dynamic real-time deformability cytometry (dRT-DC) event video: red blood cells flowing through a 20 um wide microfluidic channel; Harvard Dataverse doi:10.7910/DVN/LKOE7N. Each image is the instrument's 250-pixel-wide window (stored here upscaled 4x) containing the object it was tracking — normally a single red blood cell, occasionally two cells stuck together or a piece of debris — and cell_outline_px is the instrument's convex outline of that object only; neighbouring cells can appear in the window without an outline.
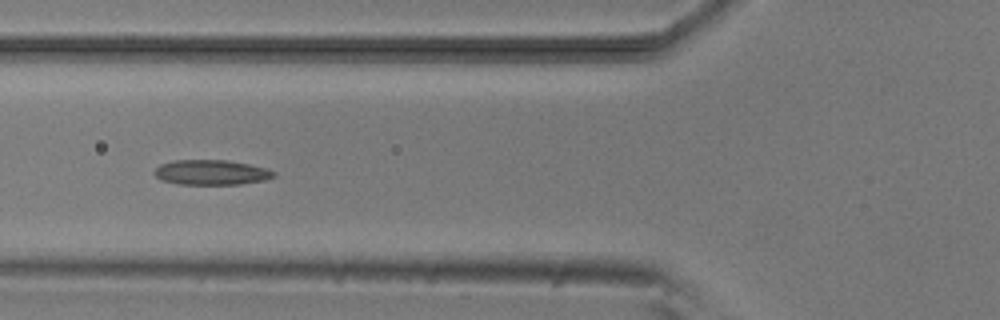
{"species": "common noctule bat (a hibernating species)", "species_latin": "Nyctalus noctula", "temperature_condition": "room temperature", "stored_images_in_passage": 7, "camera_frame_rate_fps": 3000, "um_per_image_px": 0.085, "animal": {"sex": "male", "body_mass_g": 20.5, "forearm_length_mm": 52.5}, "frame": {"image": 1, "passage_image": 5, "time_ms": 5.333, "image_size_px": [1000, 320], "cell_outline_px": [[276, 176], [264, 180], [240, 184], [180, 184], [160, 180], [152, 172], [160, 164], [172, 160], [228, 160], [248, 164], [264, 168], [276, 172]], "centroid_in_image_um": [17.93, 14.65], "position_along_channel_um": 107.9, "area_um2": 17.4}}
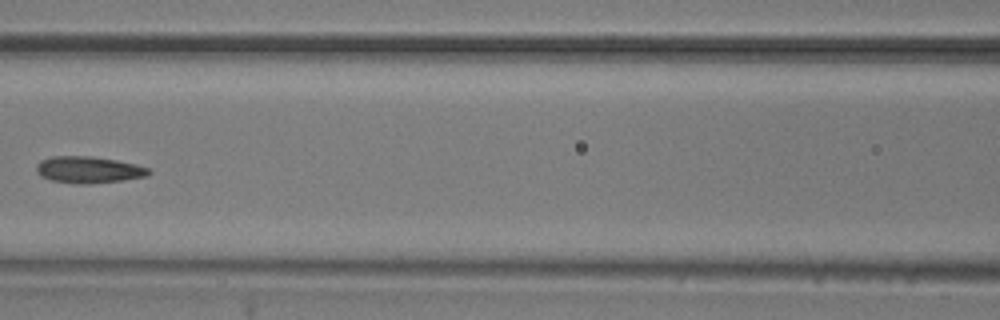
{"frame": {"image": 2, "passage_image": 6, "time_ms": 6.667, "image_size_px": [1000, 320], "cell_outline_px": [[152, 172], [148, 176], [124, 180], [88, 184], [76, 184], [52, 180], [40, 176], [36, 172], [36, 164], [40, 160], [52, 156], [88, 156], [116, 160], [136, 164], [148, 168]], "centroid_in_image_um": [7.52, 14.43], "position_along_channel_um": 159.1, "area_um2": 17.57}}
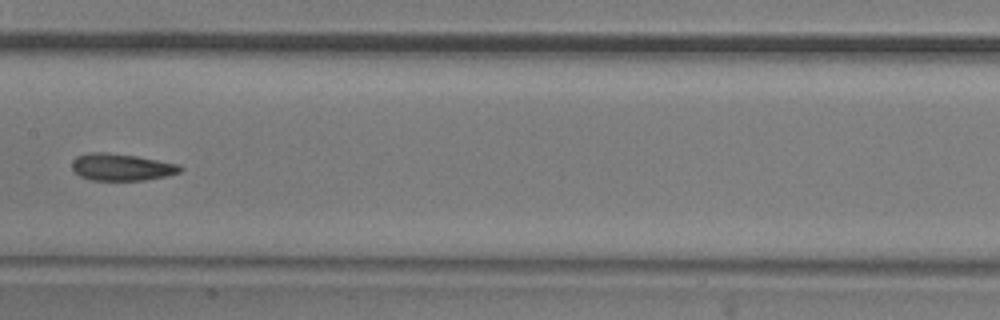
{"frame": {"image": 3, "passage_image": 7, "time_ms": 7.667, "image_size_px": [1000, 320], "cell_outline_px": [[184, 168], [180, 172], [164, 176], [144, 180], [92, 180], [80, 176], [72, 168], [72, 160], [76, 156], [88, 152], [104, 152], [136, 156], [180, 164]], "centroid_in_image_um": [10.32, 14.19], "position_along_channel_um": 197.1, "area_um2": 16.99}}